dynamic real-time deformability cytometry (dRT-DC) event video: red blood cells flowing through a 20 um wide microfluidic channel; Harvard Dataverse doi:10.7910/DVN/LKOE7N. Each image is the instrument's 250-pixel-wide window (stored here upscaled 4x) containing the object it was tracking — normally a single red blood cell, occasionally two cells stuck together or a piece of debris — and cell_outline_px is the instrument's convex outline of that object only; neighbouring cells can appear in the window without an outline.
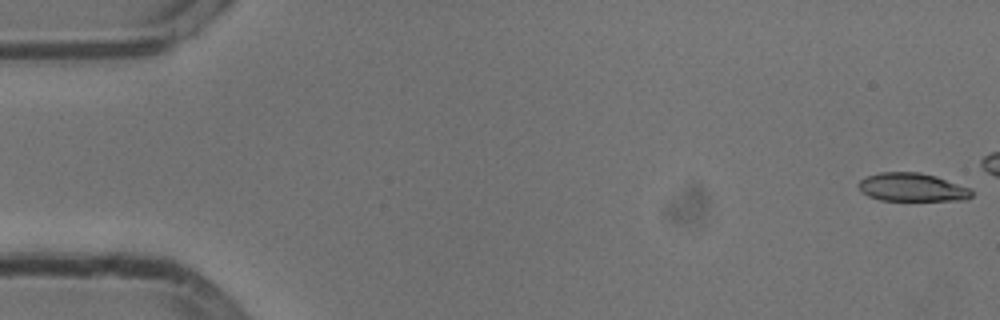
{"species": "common noctule bat (a hibernating species)", "species_latin": "Nyctalus noctula", "temperature_condition": "cold", "stored_images_in_passage": 44, "camera_frame_rate_fps": 3000, "um_per_image_px": 0.085, "animal": {"sex": "male", "body_mass_g": 13.3}, "frame": {"image": 1, "passage_image": 1, "time_ms": 0.0, "image_size_px": [1000, 320], "cell_outline_px": [[972, 196], [968, 200], [880, 200], [868, 196], [860, 192], [856, 184], [860, 180], [868, 176], [880, 172], [920, 172], [936, 176], [972, 188]], "centroid_in_image_um": [77.53, 15.92], "position_along_channel_um": 7.5, "area_um2": 18.9}}
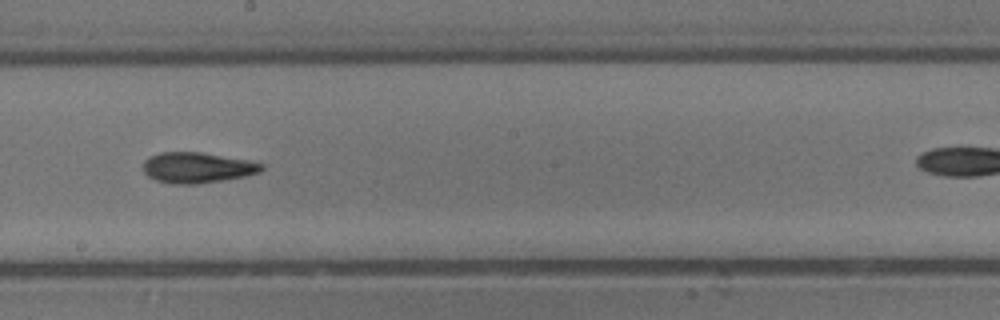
{"frame": {"image": 2, "passage_image": 30, "time_ms": 9.667, "image_size_px": [1000, 320], "cell_outline_px": [[264, 168], [260, 172], [244, 176], [196, 184], [172, 184], [156, 180], [148, 176], [144, 172], [144, 160], [148, 156], [160, 152], [200, 152], [248, 160], [264, 164]], "centroid_in_image_um": [16.74, 14.24], "position_along_channel_um": 231.5, "area_um2": 21.04}}
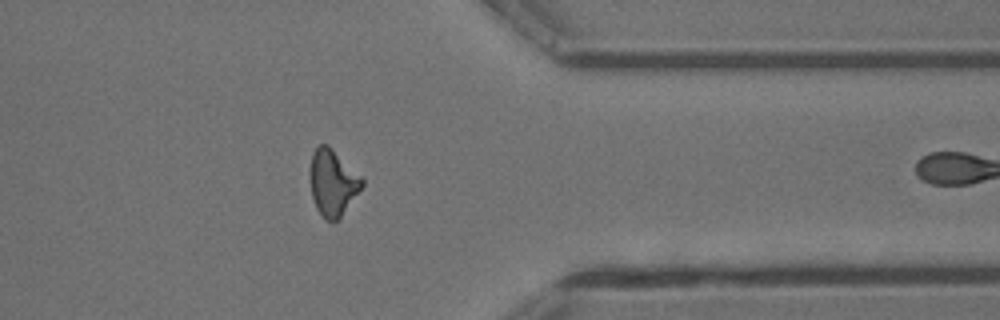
{"frame": {"image": 3, "passage_image": 43, "time_ms": 14.0, "image_size_px": [1000, 320], "cell_outline_px": [[364, 184], [340, 220], [324, 220], [316, 208], [312, 196], [312, 152], [320, 144], [328, 144], [364, 180]], "centroid_in_image_um": [28.31, 15.57], "position_along_channel_um": 383.1, "area_um2": 19.65}}